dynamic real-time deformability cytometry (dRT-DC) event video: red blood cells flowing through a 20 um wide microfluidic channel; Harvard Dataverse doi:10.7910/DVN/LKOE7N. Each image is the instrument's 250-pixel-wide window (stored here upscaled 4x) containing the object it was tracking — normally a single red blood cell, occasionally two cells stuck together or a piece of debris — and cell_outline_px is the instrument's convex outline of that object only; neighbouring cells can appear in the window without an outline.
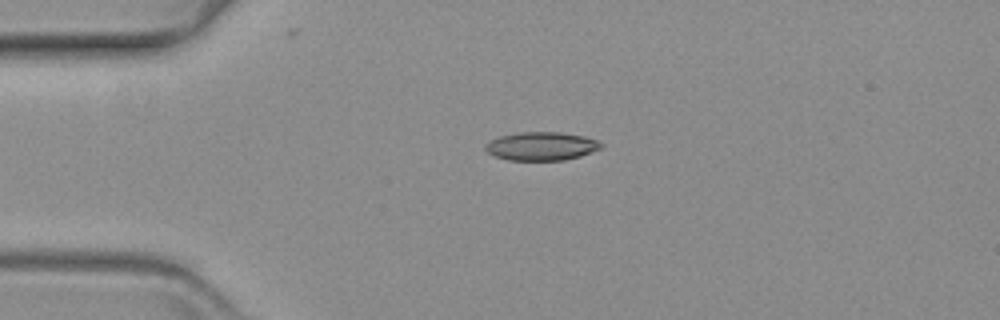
{"species": "common noctule bat (a hibernating species)", "species_latin": "Nyctalus noctula", "temperature_condition": "warm", "stored_images_in_passage": 47, "camera_frame_rate_fps": 3000, "um_per_image_px": 0.085, "animal": {"sex": "female", "body_mass_g": 19.3, "forearm_length_mm": 54.1}, "frame": {"image": 1, "passage_image": 1, "time_ms": 0.0, "image_size_px": [1000, 320], "cell_outline_px": [[604, 144], [600, 148], [580, 156], [564, 160], [508, 160], [496, 156], [488, 152], [484, 148], [484, 144], [500, 136], [520, 132], [560, 132], [584, 136], [596, 140]], "centroid_in_image_um": [46.01, 12.42], "position_along_channel_um": 39.0, "area_um2": 19.02}}
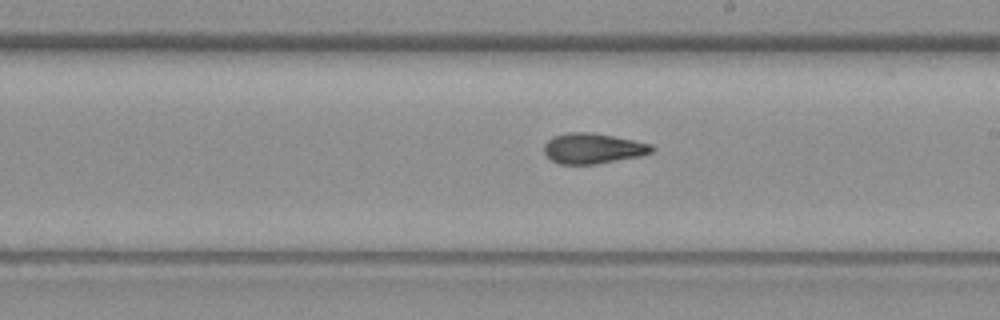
{"frame": {"image": 2, "passage_image": 21, "time_ms": 6.667, "image_size_px": [1000, 320], "cell_outline_px": [[656, 148], [652, 152], [640, 156], [596, 164], [560, 164], [552, 160], [544, 152], [544, 144], [552, 136], [568, 132], [588, 132], [612, 136], [652, 144]], "centroid_in_image_um": [50.39, 12.61], "position_along_channel_um": 238.6, "area_um2": 19.02}}
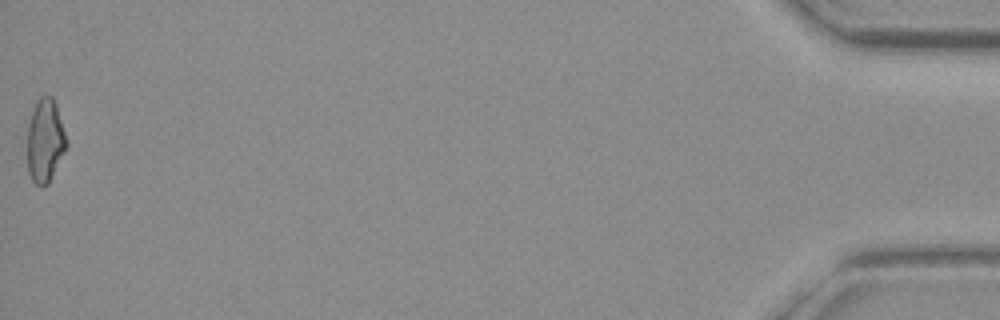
{"frame": {"image": 3, "passage_image": 47, "time_ms": 15.333, "image_size_px": [1000, 320], "cell_outline_px": [[68, 144], [48, 184], [36, 184], [32, 180], [28, 172], [28, 124], [36, 100], [40, 96], [52, 96], [56, 104]], "centroid_in_image_um": [3.83, 11.93], "position_along_channel_um": 431.4, "area_um2": 18.73}}